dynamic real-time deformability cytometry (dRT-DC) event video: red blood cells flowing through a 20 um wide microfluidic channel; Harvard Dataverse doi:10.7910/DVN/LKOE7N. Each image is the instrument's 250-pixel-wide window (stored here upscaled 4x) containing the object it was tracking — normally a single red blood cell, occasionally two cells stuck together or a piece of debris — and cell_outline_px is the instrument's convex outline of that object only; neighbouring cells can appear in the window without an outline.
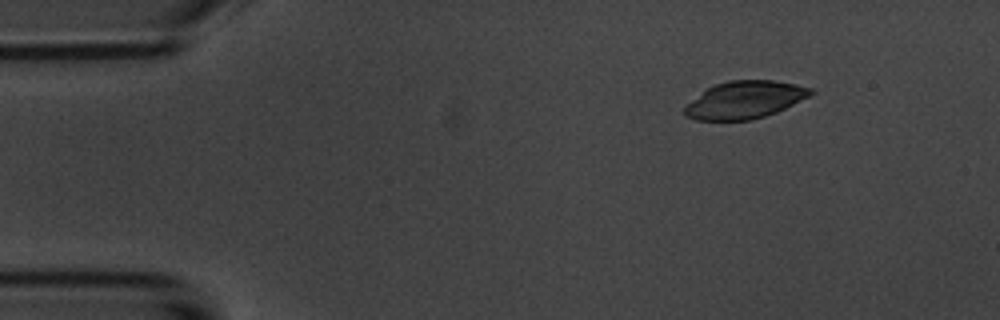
{"species": "common noctule bat (a hibernating species)", "species_latin": "Nyctalus noctula", "temperature_condition": "room temperature", "stored_images_in_passage": 4, "camera_frame_rate_fps": 3000, "um_per_image_px": 0.085, "animal": {"sex": "male", "body_mass_g": 20.1, "forearm_length_mm": 53.5}, "frame": {"image": 1, "passage_image": 4, "time_ms": 4.333, "image_size_px": [1000, 320], "cell_outline_px": [[816, 92], [776, 112], [752, 120], [696, 120], [684, 116], [684, 104], [708, 88], [716, 84], [728, 80], [772, 80], [796, 84], [812, 88]], "centroid_in_image_um": [63.27, 8.49], "position_along_channel_um": 21.7, "area_um2": 27.46}}